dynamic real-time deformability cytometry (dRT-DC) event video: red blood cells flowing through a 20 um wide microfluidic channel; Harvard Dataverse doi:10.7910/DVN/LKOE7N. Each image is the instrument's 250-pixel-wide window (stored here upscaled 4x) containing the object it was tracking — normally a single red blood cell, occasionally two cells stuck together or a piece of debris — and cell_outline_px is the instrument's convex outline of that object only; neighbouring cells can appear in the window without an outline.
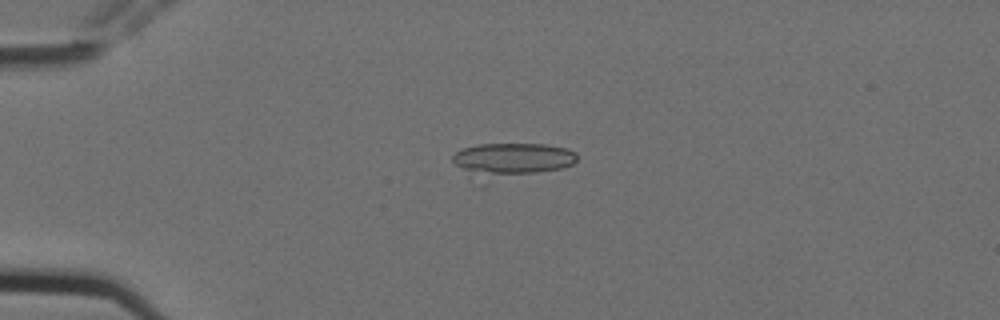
{"species": "Egyptian fruit bat (a non-hibernating species)", "species_latin": "Rousettus aegyptiacus", "temperature_condition": "cold", "stored_images_in_passage": 4, "camera_frame_rate_fps": 3000, "um_per_image_px": 0.085, "animal": {"sex": "female"}, "frame": {"image": 1, "passage_image": 4, "time_ms": 1.0, "image_size_px": [1000, 320], "cell_outline_px": [[576, 160], [572, 164], [564, 168], [480, 188], [476, 188], [468, 180], [452, 160], [452, 156], [456, 152], [464, 148], [476, 144], [544, 144], [568, 148], [576, 152]], "centroid_in_image_um": [43.34, 13.76], "position_along_channel_um": 41.7, "area_um2": 27.51}}